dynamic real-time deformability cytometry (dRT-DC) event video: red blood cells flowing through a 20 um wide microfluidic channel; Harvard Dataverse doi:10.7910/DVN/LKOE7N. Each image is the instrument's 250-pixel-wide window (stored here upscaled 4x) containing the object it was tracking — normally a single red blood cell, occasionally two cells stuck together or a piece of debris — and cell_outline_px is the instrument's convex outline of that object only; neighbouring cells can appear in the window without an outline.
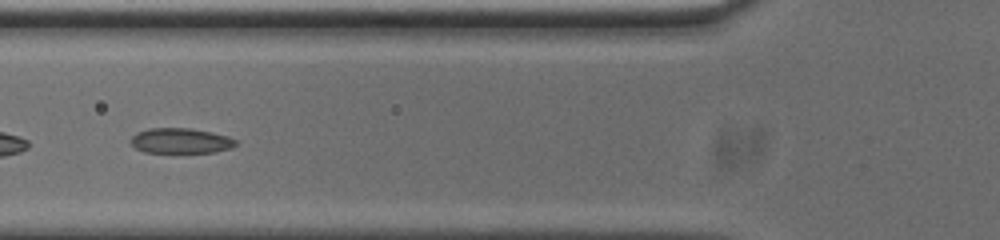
{"species": "common noctule bat (a hibernating species)", "species_latin": "Nyctalus noctula", "temperature_condition": "cold", "stored_images_in_passage": 37, "camera_frame_rate_fps": 3000, "um_per_image_px": 0.085, "animal": {"sex": "male", "body_mass_g": 20.0, "forearm_length_mm": 53.3}, "frame": {"image": 1, "passage_image": 6, "time_ms": 1.667, "image_size_px": [1000, 240], "cell_outline_px": [[236, 144], [232, 148], [212, 152], [144, 152], [136, 148], [128, 140], [136, 132], [148, 128], [188, 128], [212, 132], [228, 136], [236, 140]], "centroid_in_image_um": [15.33, 11.95], "position_along_channel_um": 110.5, "area_um2": 15.43}, "authors_computed_cell_mechanics": {"area_um2": 15.895, "velocity_mm_per_s": 3.7235, "shape_relaxation_time_tau1_ms": null, "shape_relaxation_time_tau2_ms": 1.4827, "deformation_change_tau1": null, "deformation_change_tau2": 0.0877}}